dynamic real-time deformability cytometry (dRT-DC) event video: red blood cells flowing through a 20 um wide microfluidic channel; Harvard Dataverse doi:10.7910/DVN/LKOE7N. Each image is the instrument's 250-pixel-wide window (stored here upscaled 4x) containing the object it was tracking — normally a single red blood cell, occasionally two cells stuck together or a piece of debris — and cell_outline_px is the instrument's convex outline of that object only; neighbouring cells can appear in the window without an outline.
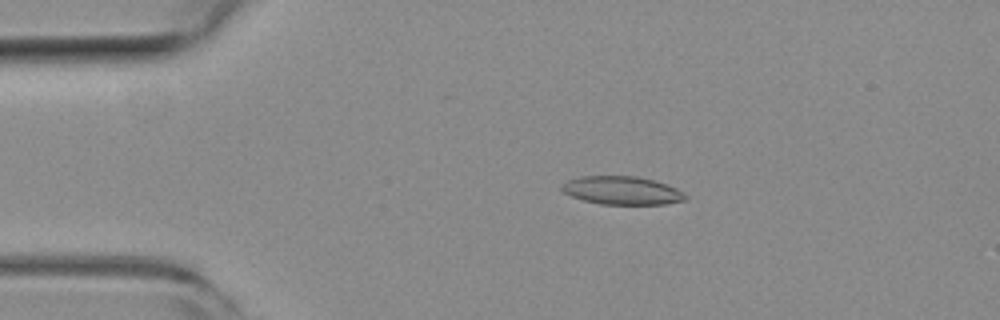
{"species": "common noctule bat (a hibernating species)", "species_latin": "Nyctalus noctula", "temperature_condition": "room temperature", "stored_images_in_passage": 53, "camera_frame_rate_fps": 3000, "um_per_image_px": 0.085, "animal": {"sex": "female", "body_mass_g": 19.3, "forearm_length_mm": 54.1}, "frame": {"image": 1, "passage_image": 10, "time_ms": 3.0, "image_size_px": [1000, 320], "cell_outline_px": [[688, 200], [664, 204], [600, 204], [584, 200], [572, 196], [564, 192], [560, 188], [560, 184], [568, 180], [580, 176], [636, 176], [668, 184], [676, 188], [688, 196]], "centroid_in_image_um": [52.88, 16.19], "position_along_channel_um": 32.1, "area_um2": 20.4}}
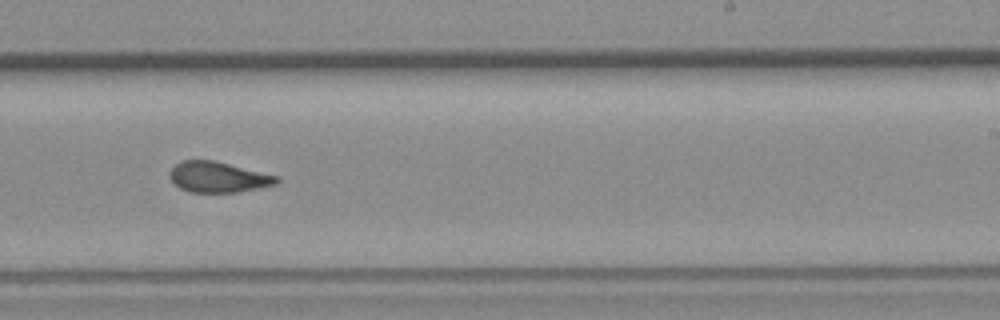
{"frame": {"image": 2, "passage_image": 32, "time_ms": 10.333, "image_size_px": [1000, 320], "cell_outline_px": [[280, 180], [276, 184], [240, 192], [192, 192], [180, 188], [168, 176], [168, 172], [176, 164], [184, 160], [212, 160], [280, 176]], "centroid_in_image_um": [18.56, 15.05], "position_along_channel_um": 270.4, "area_um2": 19.02}}
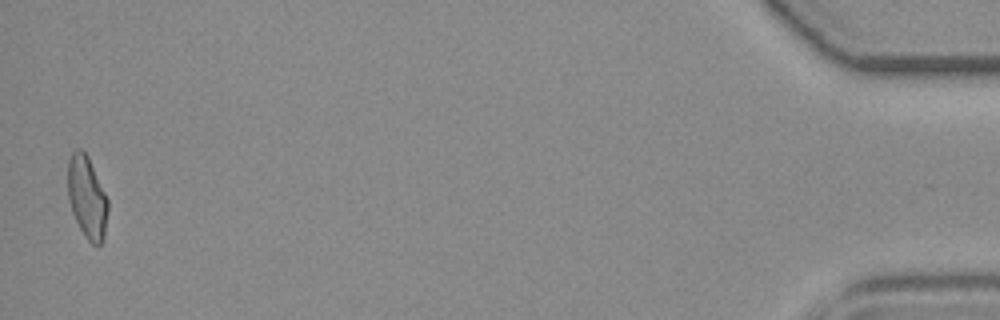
{"frame": {"image": 3, "passage_image": 52, "time_ms": 17.0, "image_size_px": [1000, 320], "cell_outline_px": [[108, 208], [104, 240], [100, 244], [92, 244], [84, 236], [72, 212], [68, 200], [68, 160], [72, 152], [76, 148], [80, 148], [88, 156], [108, 200]], "centroid_in_image_um": [7.39, 16.77], "position_along_channel_um": 427.8, "area_um2": 19.19}, "authors_computed_cell_mechanics": {"area_um2": 19.8254, "velocity_mm_per_s": 3.8601, "shape_relaxation_time_tau1_ms": null, "shape_relaxation_time_tau2_ms": 1.599, "deformation_change_tau1": null, "deformation_change_tau2": 0.0886}}